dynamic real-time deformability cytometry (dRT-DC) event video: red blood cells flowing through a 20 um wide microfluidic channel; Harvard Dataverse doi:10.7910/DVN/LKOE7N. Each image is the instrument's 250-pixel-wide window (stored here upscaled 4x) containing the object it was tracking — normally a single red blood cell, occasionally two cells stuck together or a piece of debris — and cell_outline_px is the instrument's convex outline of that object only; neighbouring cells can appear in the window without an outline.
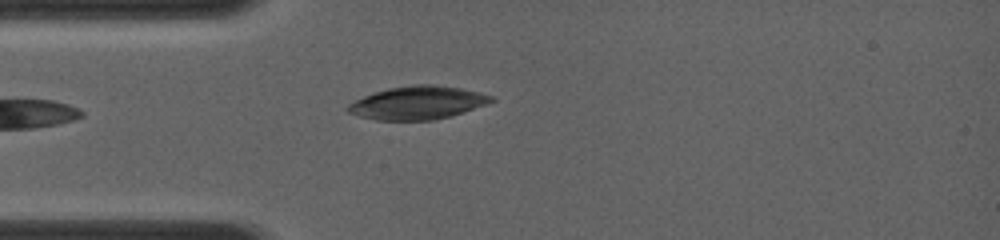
{"species": "common noctule bat (a hibernating species)", "species_latin": "Nyctalus noctula", "temperature_condition": "room temperature", "stored_images_in_passage": 3, "camera_frame_rate_fps": 4000, "um_per_image_px": 0.085, "animal": {"sex": "female", "body_mass_g": 19.0, "forearm_length_mm": 56.7}, "frame": {"image": 1, "passage_image": 3, "time_ms": 0.75, "image_size_px": [1000, 240], "cell_outline_px": [[496, 100], [488, 104], [452, 116], [432, 120], [376, 120], [360, 116], [348, 112], [344, 108], [348, 104], [364, 96], [388, 88], [412, 84], [432, 84], [460, 88], [492, 96]], "centroid_in_image_um": [35.5, 8.74], "position_along_channel_um": 49.5, "area_um2": 27.69}}